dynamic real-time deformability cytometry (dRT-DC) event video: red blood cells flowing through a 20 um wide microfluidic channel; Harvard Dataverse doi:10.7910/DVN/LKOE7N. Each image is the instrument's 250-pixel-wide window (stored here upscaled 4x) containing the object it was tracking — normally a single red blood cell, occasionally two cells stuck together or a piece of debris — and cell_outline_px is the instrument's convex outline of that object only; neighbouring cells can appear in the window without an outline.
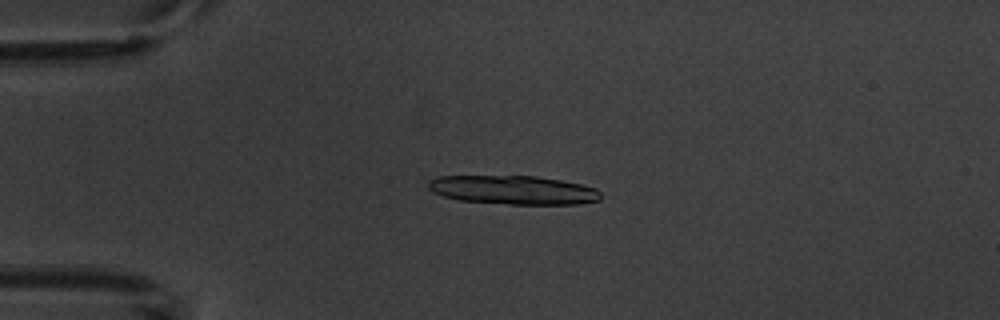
{"species": "common noctule bat (a hibernating species)", "species_latin": "Nyctalus noctula", "temperature_condition": "warm", "stored_images_in_passage": 5, "camera_frame_rate_fps": 3000, "um_per_image_px": 0.085, "animal": {"sex": "male", "body_mass_g": 20.1, "forearm_length_mm": 53.5}, "frame": {"image": 1, "passage_image": 3, "time_ms": 2.333, "image_size_px": [1000, 320], "cell_outline_px": [[600, 200], [580, 204], [508, 204], [460, 200], [444, 196], [432, 192], [428, 188], [428, 180], [440, 176], [536, 176], [560, 180], [580, 184], [596, 188], [600, 192]], "centroid_in_image_um": [43.63, 16.15], "position_along_channel_um": 41.4, "area_um2": 28.9}}
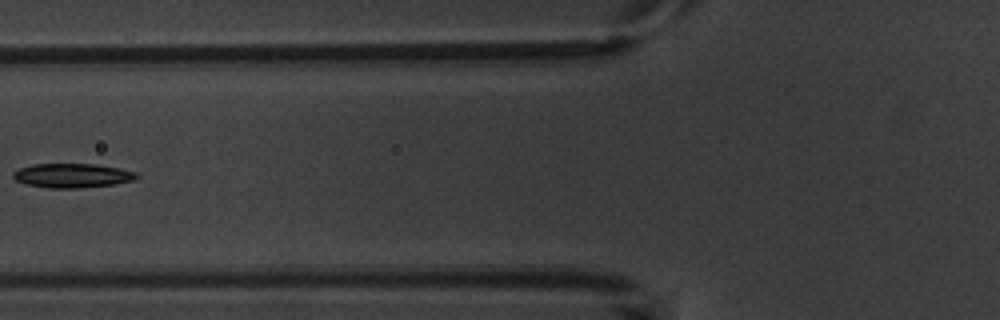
{"frame": {"image": 2, "passage_image": 5, "time_ms": 5.333, "image_size_px": [1000, 320], "cell_outline_px": [[140, 176], [136, 180], [112, 184], [76, 188], [48, 188], [28, 184], [16, 180], [12, 176], [12, 172], [20, 168], [32, 164], [96, 164], [136, 172]], "centroid_in_image_um": [6.14, 14.92], "position_along_channel_um": 119.7, "area_um2": 17.28}}